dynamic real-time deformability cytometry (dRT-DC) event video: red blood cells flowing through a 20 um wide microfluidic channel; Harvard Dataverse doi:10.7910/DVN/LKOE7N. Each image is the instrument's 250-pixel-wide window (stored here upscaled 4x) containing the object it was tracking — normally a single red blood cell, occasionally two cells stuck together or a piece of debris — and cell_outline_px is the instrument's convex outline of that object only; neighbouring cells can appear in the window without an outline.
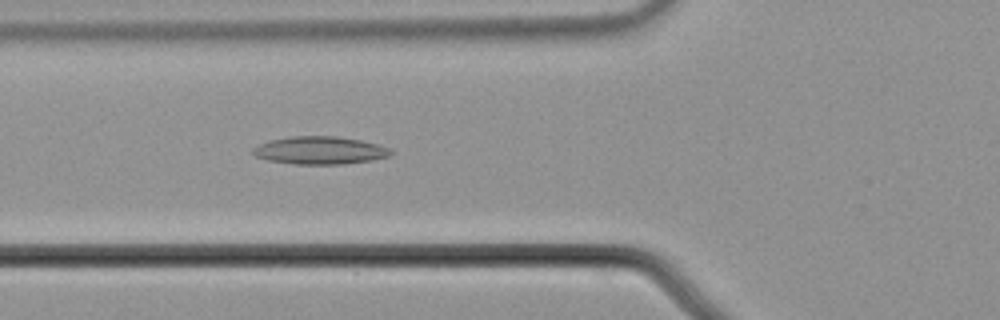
{"species": "common noctule bat (a hibernating species)", "species_latin": "Nyctalus noctula", "temperature_condition": "cold", "stored_images_in_passage": 41, "camera_frame_rate_fps": 3000, "um_per_image_px": 0.085, "animal": {"sex": "male", "body_mass_g": 21.5, "forearm_length_mm": 52.0}, "frame": {"image": 1, "passage_image": 13, "time_ms": 4.0, "image_size_px": [1000, 320], "cell_outline_px": [[392, 152], [388, 156], [372, 160], [344, 164], [296, 164], [268, 160], [256, 156], [252, 152], [252, 148], [260, 144], [272, 140], [292, 136], [336, 136], [360, 140], [392, 148]], "centroid_in_image_um": [27.21, 12.78], "position_along_channel_um": 98.6, "area_um2": 22.14}}
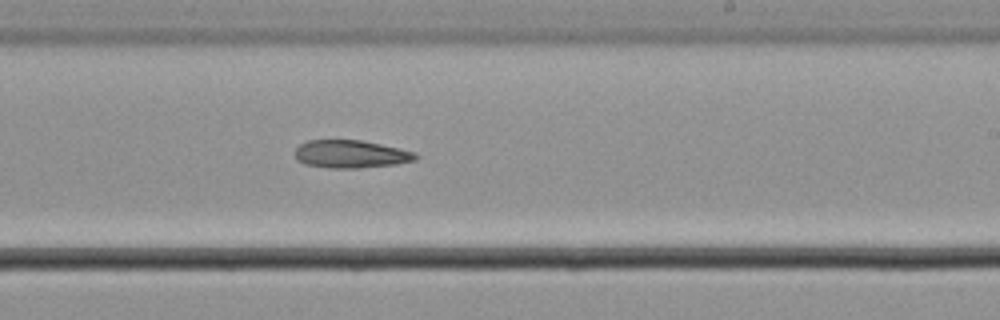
{"frame": {"image": 2, "passage_image": 26, "time_ms": 8.333, "image_size_px": [1000, 320], "cell_outline_px": [[420, 156], [416, 160], [396, 164], [360, 168], [328, 168], [304, 164], [296, 160], [296, 148], [300, 144], [308, 140], [360, 140], [400, 148], [416, 152]], "centroid_in_image_um": [29.84, 13.1], "position_along_channel_um": 259.2, "area_um2": 19.71}}
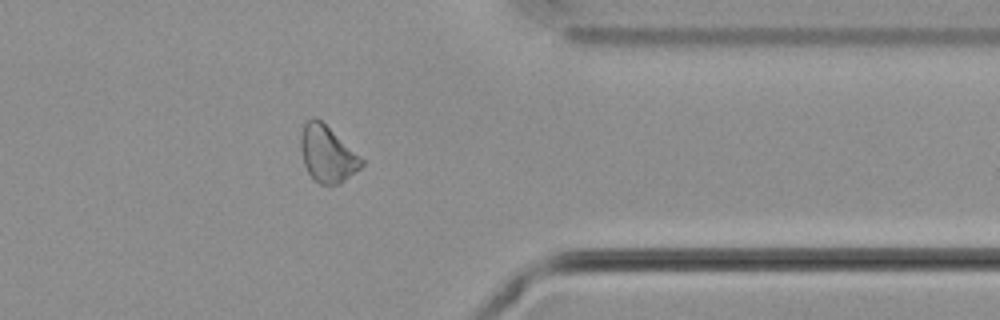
{"frame": {"image": 3, "passage_image": 37, "time_ms": 12.0, "image_size_px": [1000, 320], "cell_outline_px": [[364, 164], [360, 168], [340, 184], [320, 184], [308, 172], [304, 164], [300, 148], [300, 136], [304, 124], [312, 116], [316, 116], [360, 156], [364, 160]], "centroid_in_image_um": [27.81, 13.08], "position_along_channel_um": 383.6, "area_um2": 19.77}}